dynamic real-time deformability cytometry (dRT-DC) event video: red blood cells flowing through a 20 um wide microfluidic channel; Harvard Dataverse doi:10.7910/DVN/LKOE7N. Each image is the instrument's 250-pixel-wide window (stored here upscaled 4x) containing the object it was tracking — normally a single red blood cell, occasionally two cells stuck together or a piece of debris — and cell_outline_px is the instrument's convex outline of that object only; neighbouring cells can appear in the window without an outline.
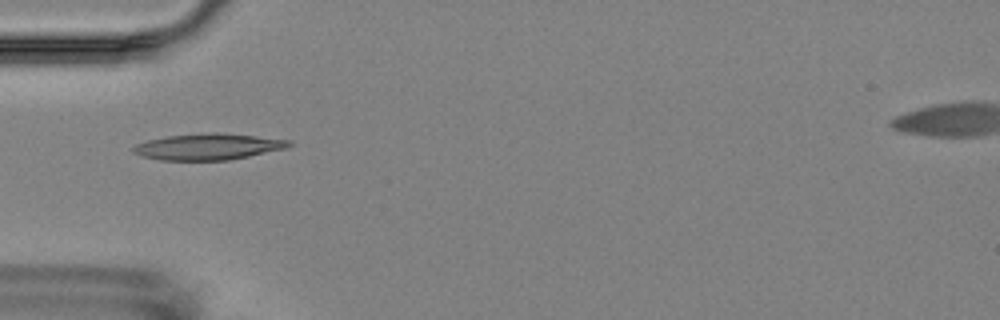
{"species": "Egyptian fruit bat (a non-hibernating species)", "species_latin": "Rousettus aegyptiacus", "temperature_condition": "room temperature", "stored_images_in_passage": 2, "camera_frame_rate_fps": 3000, "um_per_image_px": 0.085, "animal": {"sex": "female"}, "frame": {"image": 1, "passage_image": 1, "time_ms": 0.0, "image_size_px": [1000, 320], "cell_outline_px": [[292, 144], [288, 148], [228, 160], [160, 160], [144, 156], [132, 152], [132, 148], [136, 144], [148, 140], [164, 136], [212, 132], [220, 132], [292, 140]], "centroid_in_image_um": [17.71, 12.46], "position_along_channel_um": 67.3, "area_um2": 23.87}}